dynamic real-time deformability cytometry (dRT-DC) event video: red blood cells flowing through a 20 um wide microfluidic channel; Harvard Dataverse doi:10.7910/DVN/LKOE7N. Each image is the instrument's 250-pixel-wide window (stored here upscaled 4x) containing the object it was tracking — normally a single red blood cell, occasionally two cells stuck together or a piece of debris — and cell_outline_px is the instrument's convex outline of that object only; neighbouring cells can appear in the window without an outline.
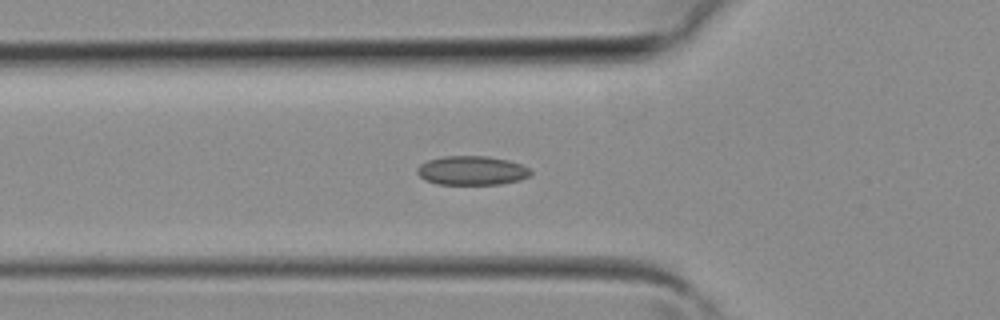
{"species": "common noctule bat (a hibernating species)", "species_latin": "Nyctalus noctula", "temperature_condition": "room temperature", "stored_images_in_passage": 33, "camera_frame_rate_fps": 3000, "um_per_image_px": 0.085, "animal": {"sex": "female", "body_mass_g": 19.3, "forearm_length_mm": 54.1}, "frame": {"image": 1, "passage_image": 11, "time_ms": 3.333, "image_size_px": [1000, 320], "cell_outline_px": [[532, 176], [520, 180], [500, 184], [436, 184], [424, 180], [416, 172], [416, 168], [420, 164], [428, 160], [444, 156], [488, 156], [508, 160], [520, 164], [528, 168], [532, 172]], "centroid_in_image_um": [40.1, 14.5], "position_along_channel_um": 85.7, "area_um2": 19.36}}
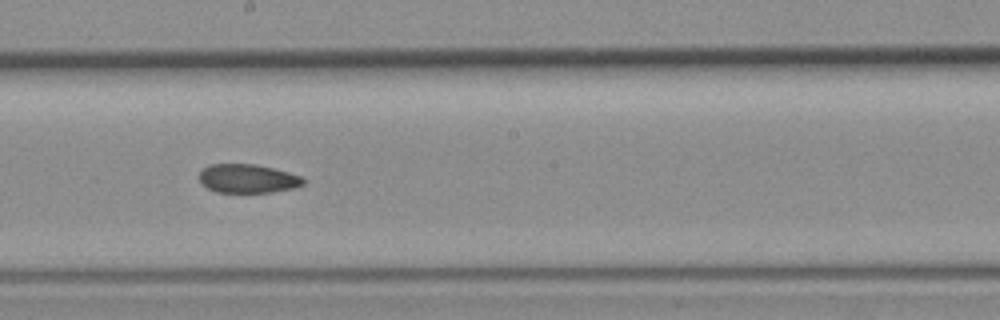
{"frame": {"image": 2, "passage_image": 19, "time_ms": 6.0, "image_size_px": [1000, 320], "cell_outline_px": [[304, 184], [292, 188], [272, 192], [216, 192], [208, 188], [200, 180], [200, 172], [208, 164], [256, 164], [304, 176]], "centroid_in_image_um": [21.08, 15.17], "position_along_channel_um": 227.1, "area_um2": 17.34}}
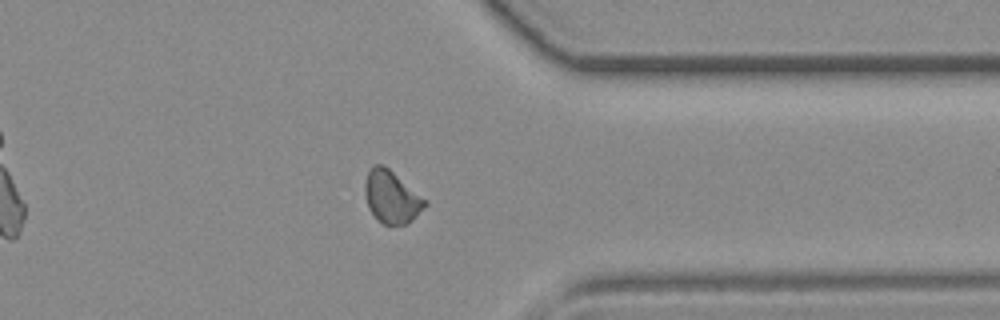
{"frame": {"image": 3, "passage_image": 28, "time_ms": 9.0, "image_size_px": [1000, 320], "cell_outline_px": [[428, 204], [412, 220], [404, 224], [384, 224], [368, 208], [364, 192], [364, 184], [368, 172], [372, 164], [384, 164], [428, 200]], "centroid_in_image_um": [33.29, 16.7], "position_along_channel_um": 378.1, "area_um2": 18.38}}